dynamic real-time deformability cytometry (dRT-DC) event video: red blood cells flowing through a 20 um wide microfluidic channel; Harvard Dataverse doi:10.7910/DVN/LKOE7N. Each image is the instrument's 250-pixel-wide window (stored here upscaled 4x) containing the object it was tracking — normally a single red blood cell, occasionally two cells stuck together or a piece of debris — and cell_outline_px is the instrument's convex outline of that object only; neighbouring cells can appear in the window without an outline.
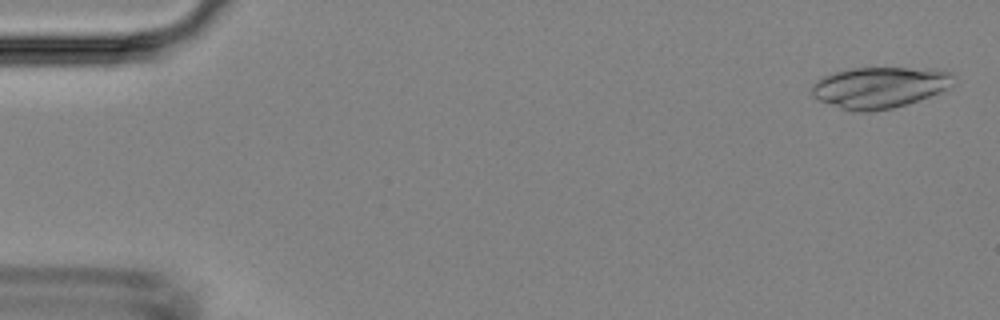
{"species": "Egyptian fruit bat (a non-hibernating species)", "species_latin": "Rousettus aegyptiacus", "temperature_condition": "room temperature", "stored_images_in_passage": 7, "camera_frame_rate_fps": 3000, "um_per_image_px": 0.085, "animal": {"sex": "female"}, "frame": {"image": 1, "passage_image": 2, "time_ms": 0.333, "image_size_px": [1000, 320], "cell_outline_px": [[956, 84], [952, 88], [944, 92], [908, 104], [892, 108], [872, 112], [856, 112], [840, 108], [820, 100], [812, 96], [812, 84], [816, 80], [824, 76], [836, 72], [852, 68], [908, 68], [952, 72], [956, 76]], "centroid_in_image_um": [74.84, 7.44], "position_along_channel_um": 10.2, "area_um2": 34.39}}